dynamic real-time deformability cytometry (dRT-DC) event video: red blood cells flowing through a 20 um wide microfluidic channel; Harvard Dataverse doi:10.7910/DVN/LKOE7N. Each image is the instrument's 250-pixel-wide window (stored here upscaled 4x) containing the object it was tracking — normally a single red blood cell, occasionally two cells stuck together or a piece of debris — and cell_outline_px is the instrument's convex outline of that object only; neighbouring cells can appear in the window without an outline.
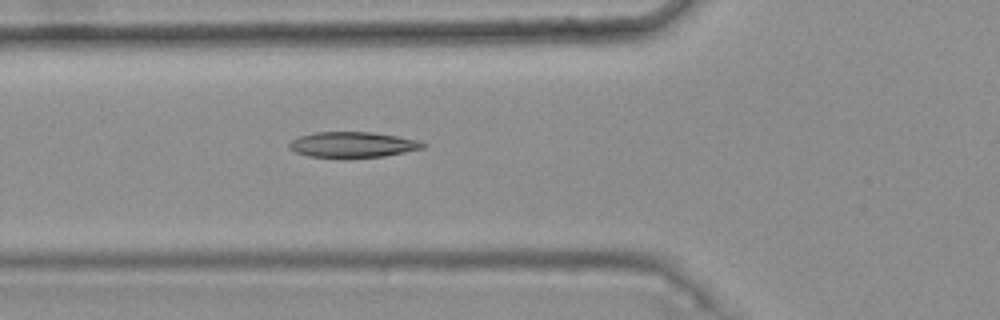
{"species": "common noctule bat (a hibernating species)", "species_latin": "Nyctalus noctula", "temperature_condition": "warm", "stored_images_in_passage": 6, "camera_frame_rate_fps": 3000, "um_per_image_px": 0.085, "animal": {"sex": "female", "body_mass_g": 25.1}, "frame": {"image": 1, "passage_image": 6, "time_ms": 1.667, "image_size_px": [1000, 320], "cell_outline_px": [[428, 144], [424, 148], [384, 156], [308, 156], [296, 152], [288, 148], [288, 144], [292, 140], [300, 136], [316, 132], [372, 132], [420, 140]], "centroid_in_image_um": [30.01, 12.27], "position_along_channel_um": 95.8, "area_um2": 19.48}}